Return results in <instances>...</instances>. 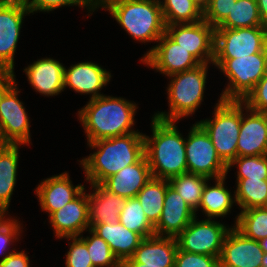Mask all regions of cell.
<instances>
[{"mask_svg":"<svg viewBox=\"0 0 267 267\" xmlns=\"http://www.w3.org/2000/svg\"><path fill=\"white\" fill-rule=\"evenodd\" d=\"M137 106L135 102L123 97L106 94L89 99L87 104L77 111L79 122L85 130L86 142L140 132L133 129L139 108Z\"/></svg>","mask_w":267,"mask_h":267,"instance_id":"obj_1","label":"cell"},{"mask_svg":"<svg viewBox=\"0 0 267 267\" xmlns=\"http://www.w3.org/2000/svg\"><path fill=\"white\" fill-rule=\"evenodd\" d=\"M87 145L96 151L78 161L86 176L85 181L89 184H101L106 178L137 163L144 156L142 132L100 139Z\"/></svg>","mask_w":267,"mask_h":267,"instance_id":"obj_2","label":"cell"},{"mask_svg":"<svg viewBox=\"0 0 267 267\" xmlns=\"http://www.w3.org/2000/svg\"><path fill=\"white\" fill-rule=\"evenodd\" d=\"M150 136L144 134V155L154 178L169 180L188 172L185 138L176 121L151 118Z\"/></svg>","mask_w":267,"mask_h":267,"instance_id":"obj_3","label":"cell"},{"mask_svg":"<svg viewBox=\"0 0 267 267\" xmlns=\"http://www.w3.org/2000/svg\"><path fill=\"white\" fill-rule=\"evenodd\" d=\"M103 10L135 41L141 43L157 41L165 33L166 24L158 0H116Z\"/></svg>","mask_w":267,"mask_h":267,"instance_id":"obj_4","label":"cell"},{"mask_svg":"<svg viewBox=\"0 0 267 267\" xmlns=\"http://www.w3.org/2000/svg\"><path fill=\"white\" fill-rule=\"evenodd\" d=\"M209 63H202L197 67L168 76L166 87L168 107L167 111H157L154 117L165 121H176L192 116L204 101Z\"/></svg>","mask_w":267,"mask_h":267,"instance_id":"obj_5","label":"cell"},{"mask_svg":"<svg viewBox=\"0 0 267 267\" xmlns=\"http://www.w3.org/2000/svg\"><path fill=\"white\" fill-rule=\"evenodd\" d=\"M213 65L229 81L219 98L224 101H243L267 73V48L244 57L213 59Z\"/></svg>","mask_w":267,"mask_h":267,"instance_id":"obj_6","label":"cell"},{"mask_svg":"<svg viewBox=\"0 0 267 267\" xmlns=\"http://www.w3.org/2000/svg\"><path fill=\"white\" fill-rule=\"evenodd\" d=\"M213 117L197 123L206 131L221 160L228 165L237 157V141L241 126V101L218 99Z\"/></svg>","mask_w":267,"mask_h":267,"instance_id":"obj_7","label":"cell"},{"mask_svg":"<svg viewBox=\"0 0 267 267\" xmlns=\"http://www.w3.org/2000/svg\"><path fill=\"white\" fill-rule=\"evenodd\" d=\"M188 172L211 180L227 176V165L218 156L210 137L196 122L185 137Z\"/></svg>","mask_w":267,"mask_h":267,"instance_id":"obj_8","label":"cell"},{"mask_svg":"<svg viewBox=\"0 0 267 267\" xmlns=\"http://www.w3.org/2000/svg\"><path fill=\"white\" fill-rule=\"evenodd\" d=\"M267 26L215 28L214 59H233L264 51Z\"/></svg>","mask_w":267,"mask_h":267,"instance_id":"obj_9","label":"cell"},{"mask_svg":"<svg viewBox=\"0 0 267 267\" xmlns=\"http://www.w3.org/2000/svg\"><path fill=\"white\" fill-rule=\"evenodd\" d=\"M205 219V220H204ZM195 216L189 225L176 237L178 249L189 252L220 257L224 239L232 228L219 220Z\"/></svg>","mask_w":267,"mask_h":267,"instance_id":"obj_10","label":"cell"},{"mask_svg":"<svg viewBox=\"0 0 267 267\" xmlns=\"http://www.w3.org/2000/svg\"><path fill=\"white\" fill-rule=\"evenodd\" d=\"M20 92L15 80L0 98V135L6 144L25 146L31 143V125Z\"/></svg>","mask_w":267,"mask_h":267,"instance_id":"obj_11","label":"cell"},{"mask_svg":"<svg viewBox=\"0 0 267 267\" xmlns=\"http://www.w3.org/2000/svg\"><path fill=\"white\" fill-rule=\"evenodd\" d=\"M139 60L165 77L193 69L201 63L166 33Z\"/></svg>","mask_w":267,"mask_h":267,"instance_id":"obj_12","label":"cell"},{"mask_svg":"<svg viewBox=\"0 0 267 267\" xmlns=\"http://www.w3.org/2000/svg\"><path fill=\"white\" fill-rule=\"evenodd\" d=\"M165 33L201 64L213 63L215 28L204 19L197 23L166 25Z\"/></svg>","mask_w":267,"mask_h":267,"instance_id":"obj_13","label":"cell"},{"mask_svg":"<svg viewBox=\"0 0 267 267\" xmlns=\"http://www.w3.org/2000/svg\"><path fill=\"white\" fill-rule=\"evenodd\" d=\"M31 12L22 0L0 4V68L14 72V56L25 16Z\"/></svg>","mask_w":267,"mask_h":267,"instance_id":"obj_14","label":"cell"},{"mask_svg":"<svg viewBox=\"0 0 267 267\" xmlns=\"http://www.w3.org/2000/svg\"><path fill=\"white\" fill-rule=\"evenodd\" d=\"M85 190L86 188L71 202L48 216L57 239L81 236L90 229L88 193Z\"/></svg>","mask_w":267,"mask_h":267,"instance_id":"obj_15","label":"cell"},{"mask_svg":"<svg viewBox=\"0 0 267 267\" xmlns=\"http://www.w3.org/2000/svg\"><path fill=\"white\" fill-rule=\"evenodd\" d=\"M260 155H267V114L254 111L241 101L237 157Z\"/></svg>","mask_w":267,"mask_h":267,"instance_id":"obj_16","label":"cell"},{"mask_svg":"<svg viewBox=\"0 0 267 267\" xmlns=\"http://www.w3.org/2000/svg\"><path fill=\"white\" fill-rule=\"evenodd\" d=\"M263 256L259 241L247 238L232 226L223 242L219 267H261Z\"/></svg>","mask_w":267,"mask_h":267,"instance_id":"obj_17","label":"cell"},{"mask_svg":"<svg viewBox=\"0 0 267 267\" xmlns=\"http://www.w3.org/2000/svg\"><path fill=\"white\" fill-rule=\"evenodd\" d=\"M111 77L110 71L95 62L75 63L67 69L64 68V90L69 87L81 95H90V99L97 98L105 95L100 91L108 85Z\"/></svg>","mask_w":267,"mask_h":267,"instance_id":"obj_18","label":"cell"},{"mask_svg":"<svg viewBox=\"0 0 267 267\" xmlns=\"http://www.w3.org/2000/svg\"><path fill=\"white\" fill-rule=\"evenodd\" d=\"M197 214L167 180L163 210L154 226L155 235L176 238Z\"/></svg>","mask_w":267,"mask_h":267,"instance_id":"obj_19","label":"cell"},{"mask_svg":"<svg viewBox=\"0 0 267 267\" xmlns=\"http://www.w3.org/2000/svg\"><path fill=\"white\" fill-rule=\"evenodd\" d=\"M86 187L84 184L73 185L69 172H62L44 178L35 189L40 208L48 216L75 199Z\"/></svg>","mask_w":267,"mask_h":267,"instance_id":"obj_20","label":"cell"},{"mask_svg":"<svg viewBox=\"0 0 267 267\" xmlns=\"http://www.w3.org/2000/svg\"><path fill=\"white\" fill-rule=\"evenodd\" d=\"M64 68L63 63L46 57L29 64L23 72L32 89L52 97L64 92Z\"/></svg>","mask_w":267,"mask_h":267,"instance_id":"obj_21","label":"cell"},{"mask_svg":"<svg viewBox=\"0 0 267 267\" xmlns=\"http://www.w3.org/2000/svg\"><path fill=\"white\" fill-rule=\"evenodd\" d=\"M178 245L175 237L153 235L144 238L130 259L122 263H142L152 267H174Z\"/></svg>","mask_w":267,"mask_h":267,"instance_id":"obj_22","label":"cell"},{"mask_svg":"<svg viewBox=\"0 0 267 267\" xmlns=\"http://www.w3.org/2000/svg\"><path fill=\"white\" fill-rule=\"evenodd\" d=\"M152 177L146 156L106 178L101 185L111 193L128 198L136 197Z\"/></svg>","mask_w":267,"mask_h":267,"instance_id":"obj_23","label":"cell"},{"mask_svg":"<svg viewBox=\"0 0 267 267\" xmlns=\"http://www.w3.org/2000/svg\"><path fill=\"white\" fill-rule=\"evenodd\" d=\"M92 191L88 193L89 224L118 223L125 197L106 190L101 184H89Z\"/></svg>","mask_w":267,"mask_h":267,"instance_id":"obj_24","label":"cell"},{"mask_svg":"<svg viewBox=\"0 0 267 267\" xmlns=\"http://www.w3.org/2000/svg\"><path fill=\"white\" fill-rule=\"evenodd\" d=\"M90 229L104 239L120 263L130 259L143 238L118 223L90 224Z\"/></svg>","mask_w":267,"mask_h":267,"instance_id":"obj_25","label":"cell"},{"mask_svg":"<svg viewBox=\"0 0 267 267\" xmlns=\"http://www.w3.org/2000/svg\"><path fill=\"white\" fill-rule=\"evenodd\" d=\"M227 176L214 179L215 185L206 183L201 201L197 211H201L203 215L210 219H217L218 217H226L231 213V209L236 203L235 194L229 191L225 185ZM211 185V186H210ZM229 213V214H228Z\"/></svg>","mask_w":267,"mask_h":267,"instance_id":"obj_26","label":"cell"},{"mask_svg":"<svg viewBox=\"0 0 267 267\" xmlns=\"http://www.w3.org/2000/svg\"><path fill=\"white\" fill-rule=\"evenodd\" d=\"M21 144H5L0 149V212H8L17 182Z\"/></svg>","mask_w":267,"mask_h":267,"instance_id":"obj_27","label":"cell"},{"mask_svg":"<svg viewBox=\"0 0 267 267\" xmlns=\"http://www.w3.org/2000/svg\"><path fill=\"white\" fill-rule=\"evenodd\" d=\"M167 189V180L151 177L137 194L148 221L155 226L161 216Z\"/></svg>","mask_w":267,"mask_h":267,"instance_id":"obj_28","label":"cell"},{"mask_svg":"<svg viewBox=\"0 0 267 267\" xmlns=\"http://www.w3.org/2000/svg\"><path fill=\"white\" fill-rule=\"evenodd\" d=\"M235 201L242 210L267 207V180L236 179Z\"/></svg>","mask_w":267,"mask_h":267,"instance_id":"obj_29","label":"cell"},{"mask_svg":"<svg viewBox=\"0 0 267 267\" xmlns=\"http://www.w3.org/2000/svg\"><path fill=\"white\" fill-rule=\"evenodd\" d=\"M267 26L261 19L257 0H237L232 3L227 18L217 28Z\"/></svg>","mask_w":267,"mask_h":267,"instance_id":"obj_30","label":"cell"},{"mask_svg":"<svg viewBox=\"0 0 267 267\" xmlns=\"http://www.w3.org/2000/svg\"><path fill=\"white\" fill-rule=\"evenodd\" d=\"M166 25L197 23L203 20V11L192 0H160Z\"/></svg>","mask_w":267,"mask_h":267,"instance_id":"obj_31","label":"cell"},{"mask_svg":"<svg viewBox=\"0 0 267 267\" xmlns=\"http://www.w3.org/2000/svg\"><path fill=\"white\" fill-rule=\"evenodd\" d=\"M233 226L247 238L260 241L267 237V207H255L239 212Z\"/></svg>","mask_w":267,"mask_h":267,"instance_id":"obj_32","label":"cell"},{"mask_svg":"<svg viewBox=\"0 0 267 267\" xmlns=\"http://www.w3.org/2000/svg\"><path fill=\"white\" fill-rule=\"evenodd\" d=\"M210 180L208 177L186 172L169 179L168 182L184 201L197 212L204 187Z\"/></svg>","mask_w":267,"mask_h":267,"instance_id":"obj_33","label":"cell"},{"mask_svg":"<svg viewBox=\"0 0 267 267\" xmlns=\"http://www.w3.org/2000/svg\"><path fill=\"white\" fill-rule=\"evenodd\" d=\"M119 222L143 239L155 235L154 226L148 221L137 197L128 198L121 208Z\"/></svg>","mask_w":267,"mask_h":267,"instance_id":"obj_34","label":"cell"},{"mask_svg":"<svg viewBox=\"0 0 267 267\" xmlns=\"http://www.w3.org/2000/svg\"><path fill=\"white\" fill-rule=\"evenodd\" d=\"M89 236H79L87 245L90 259L94 267H115L120 264L109 244L95 234L91 229L87 230ZM91 235V236H90Z\"/></svg>","mask_w":267,"mask_h":267,"instance_id":"obj_35","label":"cell"},{"mask_svg":"<svg viewBox=\"0 0 267 267\" xmlns=\"http://www.w3.org/2000/svg\"><path fill=\"white\" fill-rule=\"evenodd\" d=\"M234 166L237 168L236 179L267 180V155L236 157L227 165V174Z\"/></svg>","mask_w":267,"mask_h":267,"instance_id":"obj_36","label":"cell"},{"mask_svg":"<svg viewBox=\"0 0 267 267\" xmlns=\"http://www.w3.org/2000/svg\"><path fill=\"white\" fill-rule=\"evenodd\" d=\"M8 214L9 212H0V255H3L0 261L16 250L15 248L11 250L10 246L14 244L13 242H18L23 232L22 223L15 217H10V214L8 217Z\"/></svg>","mask_w":267,"mask_h":267,"instance_id":"obj_37","label":"cell"},{"mask_svg":"<svg viewBox=\"0 0 267 267\" xmlns=\"http://www.w3.org/2000/svg\"><path fill=\"white\" fill-rule=\"evenodd\" d=\"M25 6L29 9L31 14L37 12H51L58 8L65 6H78L86 8L88 16L93 14L92 0H22ZM90 13V14H89Z\"/></svg>","mask_w":267,"mask_h":267,"instance_id":"obj_38","label":"cell"},{"mask_svg":"<svg viewBox=\"0 0 267 267\" xmlns=\"http://www.w3.org/2000/svg\"><path fill=\"white\" fill-rule=\"evenodd\" d=\"M65 238L70 241L69 251L65 254V267H94L86 243L79 236Z\"/></svg>","mask_w":267,"mask_h":267,"instance_id":"obj_39","label":"cell"},{"mask_svg":"<svg viewBox=\"0 0 267 267\" xmlns=\"http://www.w3.org/2000/svg\"><path fill=\"white\" fill-rule=\"evenodd\" d=\"M174 267H219V258L178 249Z\"/></svg>","mask_w":267,"mask_h":267,"instance_id":"obj_40","label":"cell"},{"mask_svg":"<svg viewBox=\"0 0 267 267\" xmlns=\"http://www.w3.org/2000/svg\"><path fill=\"white\" fill-rule=\"evenodd\" d=\"M233 0H210L203 11V19L212 27L217 28L228 16Z\"/></svg>","mask_w":267,"mask_h":267,"instance_id":"obj_41","label":"cell"},{"mask_svg":"<svg viewBox=\"0 0 267 267\" xmlns=\"http://www.w3.org/2000/svg\"><path fill=\"white\" fill-rule=\"evenodd\" d=\"M242 102L254 111L267 114V73Z\"/></svg>","mask_w":267,"mask_h":267,"instance_id":"obj_42","label":"cell"},{"mask_svg":"<svg viewBox=\"0 0 267 267\" xmlns=\"http://www.w3.org/2000/svg\"><path fill=\"white\" fill-rule=\"evenodd\" d=\"M25 252V250L13 251L3 261H0V267H30V259Z\"/></svg>","mask_w":267,"mask_h":267,"instance_id":"obj_43","label":"cell"},{"mask_svg":"<svg viewBox=\"0 0 267 267\" xmlns=\"http://www.w3.org/2000/svg\"><path fill=\"white\" fill-rule=\"evenodd\" d=\"M15 72L0 68V98L5 90L16 80Z\"/></svg>","mask_w":267,"mask_h":267,"instance_id":"obj_44","label":"cell"},{"mask_svg":"<svg viewBox=\"0 0 267 267\" xmlns=\"http://www.w3.org/2000/svg\"><path fill=\"white\" fill-rule=\"evenodd\" d=\"M257 6L262 21L267 25V0H257Z\"/></svg>","mask_w":267,"mask_h":267,"instance_id":"obj_45","label":"cell"},{"mask_svg":"<svg viewBox=\"0 0 267 267\" xmlns=\"http://www.w3.org/2000/svg\"><path fill=\"white\" fill-rule=\"evenodd\" d=\"M114 1L116 0H92L93 12L99 8L103 10L109 3Z\"/></svg>","mask_w":267,"mask_h":267,"instance_id":"obj_46","label":"cell"},{"mask_svg":"<svg viewBox=\"0 0 267 267\" xmlns=\"http://www.w3.org/2000/svg\"><path fill=\"white\" fill-rule=\"evenodd\" d=\"M192 1L196 3L202 11H204L210 3V0H192Z\"/></svg>","mask_w":267,"mask_h":267,"instance_id":"obj_47","label":"cell"},{"mask_svg":"<svg viewBox=\"0 0 267 267\" xmlns=\"http://www.w3.org/2000/svg\"><path fill=\"white\" fill-rule=\"evenodd\" d=\"M263 253H267V237L259 241Z\"/></svg>","mask_w":267,"mask_h":267,"instance_id":"obj_48","label":"cell"},{"mask_svg":"<svg viewBox=\"0 0 267 267\" xmlns=\"http://www.w3.org/2000/svg\"><path fill=\"white\" fill-rule=\"evenodd\" d=\"M124 267H152V266H144L142 263H123Z\"/></svg>","mask_w":267,"mask_h":267,"instance_id":"obj_49","label":"cell"},{"mask_svg":"<svg viewBox=\"0 0 267 267\" xmlns=\"http://www.w3.org/2000/svg\"><path fill=\"white\" fill-rule=\"evenodd\" d=\"M261 267H267V253H264V256L261 262Z\"/></svg>","mask_w":267,"mask_h":267,"instance_id":"obj_50","label":"cell"},{"mask_svg":"<svg viewBox=\"0 0 267 267\" xmlns=\"http://www.w3.org/2000/svg\"><path fill=\"white\" fill-rule=\"evenodd\" d=\"M6 143L2 140L0 135V149L5 145Z\"/></svg>","mask_w":267,"mask_h":267,"instance_id":"obj_51","label":"cell"},{"mask_svg":"<svg viewBox=\"0 0 267 267\" xmlns=\"http://www.w3.org/2000/svg\"><path fill=\"white\" fill-rule=\"evenodd\" d=\"M115 267H124V265H123V263H120V264H118V265L115 266Z\"/></svg>","mask_w":267,"mask_h":267,"instance_id":"obj_52","label":"cell"},{"mask_svg":"<svg viewBox=\"0 0 267 267\" xmlns=\"http://www.w3.org/2000/svg\"><path fill=\"white\" fill-rule=\"evenodd\" d=\"M8 0H0V4L7 2Z\"/></svg>","mask_w":267,"mask_h":267,"instance_id":"obj_53","label":"cell"}]
</instances>
